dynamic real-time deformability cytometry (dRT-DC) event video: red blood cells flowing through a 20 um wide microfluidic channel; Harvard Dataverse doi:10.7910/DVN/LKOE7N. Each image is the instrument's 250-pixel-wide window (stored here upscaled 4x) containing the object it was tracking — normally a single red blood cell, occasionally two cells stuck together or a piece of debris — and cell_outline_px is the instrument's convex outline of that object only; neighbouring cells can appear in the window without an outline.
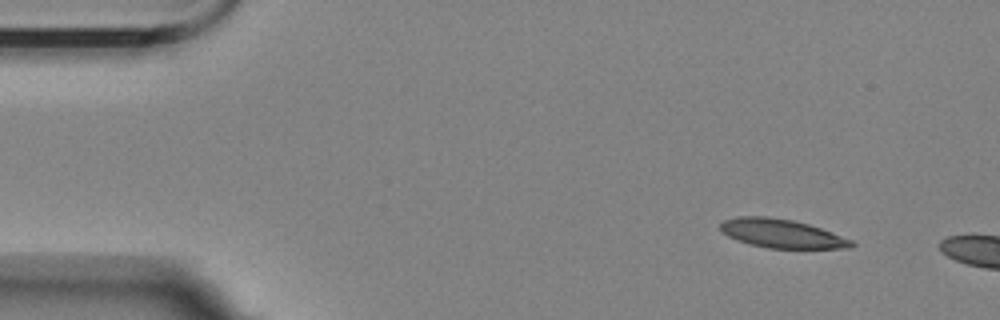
{"species": "Egyptian fruit bat (a non-hibernating species)", "species_latin": "Rousettus aegyptiacus", "temperature_condition": "room temperature", "stored_images_in_passage": 2, "camera_frame_rate_fps": 3000, "um_per_image_px": 0.085, "animal": {"sex": "female"}, "frame": {"image": 1, "passage_image": 1, "time_ms": 0.0, "image_size_px": [1000, 320], "cell_outline_px": [[856, 244], [852, 248], [768, 248], [748, 244], [736, 240], [728, 236], [720, 228], [720, 224], [724, 220], [736, 216], [764, 216], [792, 220], [808, 224], [832, 232], [852, 240]], "centroid_in_image_um": [66.44, 19.85], "position_along_channel_um": 18.6, "area_um2": 21.91}}